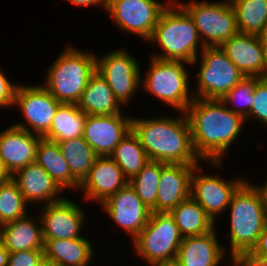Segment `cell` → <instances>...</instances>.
I'll use <instances>...</instances> for the list:
<instances>
[{
	"mask_svg": "<svg viewBox=\"0 0 267 266\" xmlns=\"http://www.w3.org/2000/svg\"><path fill=\"white\" fill-rule=\"evenodd\" d=\"M188 63L183 61L161 60L150 58L148 71L141 79V90H145L162 104L172 107L176 111L185 112L194 100L190 88ZM190 89V90H189Z\"/></svg>",
	"mask_w": 267,
	"mask_h": 266,
	"instance_id": "obj_6",
	"label": "cell"
},
{
	"mask_svg": "<svg viewBox=\"0 0 267 266\" xmlns=\"http://www.w3.org/2000/svg\"><path fill=\"white\" fill-rule=\"evenodd\" d=\"M247 180L233 194L230 209L229 258L247 256L256 246L267 223V190ZM229 250V252H228Z\"/></svg>",
	"mask_w": 267,
	"mask_h": 266,
	"instance_id": "obj_3",
	"label": "cell"
},
{
	"mask_svg": "<svg viewBox=\"0 0 267 266\" xmlns=\"http://www.w3.org/2000/svg\"><path fill=\"white\" fill-rule=\"evenodd\" d=\"M127 49L96 55V71L106 80L115 98L125 107L140 92L142 74L138 60ZM99 56V57H98Z\"/></svg>",
	"mask_w": 267,
	"mask_h": 266,
	"instance_id": "obj_10",
	"label": "cell"
},
{
	"mask_svg": "<svg viewBox=\"0 0 267 266\" xmlns=\"http://www.w3.org/2000/svg\"><path fill=\"white\" fill-rule=\"evenodd\" d=\"M233 258L237 266H267V263L256 262L251 260L248 256H236Z\"/></svg>",
	"mask_w": 267,
	"mask_h": 266,
	"instance_id": "obj_40",
	"label": "cell"
},
{
	"mask_svg": "<svg viewBox=\"0 0 267 266\" xmlns=\"http://www.w3.org/2000/svg\"><path fill=\"white\" fill-rule=\"evenodd\" d=\"M148 42L160 48V53L154 52L150 57L183 61L190 66L205 48L193 19L175 0L162 12Z\"/></svg>",
	"mask_w": 267,
	"mask_h": 266,
	"instance_id": "obj_4",
	"label": "cell"
},
{
	"mask_svg": "<svg viewBox=\"0 0 267 266\" xmlns=\"http://www.w3.org/2000/svg\"><path fill=\"white\" fill-rule=\"evenodd\" d=\"M255 86L256 77H244L220 100L232 112L241 115L245 119L249 115L252 107Z\"/></svg>",
	"mask_w": 267,
	"mask_h": 266,
	"instance_id": "obj_34",
	"label": "cell"
},
{
	"mask_svg": "<svg viewBox=\"0 0 267 266\" xmlns=\"http://www.w3.org/2000/svg\"><path fill=\"white\" fill-rule=\"evenodd\" d=\"M220 47L245 77H267V61L257 35L238 32Z\"/></svg>",
	"mask_w": 267,
	"mask_h": 266,
	"instance_id": "obj_18",
	"label": "cell"
},
{
	"mask_svg": "<svg viewBox=\"0 0 267 266\" xmlns=\"http://www.w3.org/2000/svg\"><path fill=\"white\" fill-rule=\"evenodd\" d=\"M151 266H181L176 259L166 260L152 264Z\"/></svg>",
	"mask_w": 267,
	"mask_h": 266,
	"instance_id": "obj_44",
	"label": "cell"
},
{
	"mask_svg": "<svg viewBox=\"0 0 267 266\" xmlns=\"http://www.w3.org/2000/svg\"><path fill=\"white\" fill-rule=\"evenodd\" d=\"M71 4H73V6H78V7H91V6H99L102 7L104 10H106V1L107 0H65Z\"/></svg>",
	"mask_w": 267,
	"mask_h": 266,
	"instance_id": "obj_39",
	"label": "cell"
},
{
	"mask_svg": "<svg viewBox=\"0 0 267 266\" xmlns=\"http://www.w3.org/2000/svg\"><path fill=\"white\" fill-rule=\"evenodd\" d=\"M182 238L170 213L152 212L149 222L132 241L134 255L150 266L176 259Z\"/></svg>",
	"mask_w": 267,
	"mask_h": 266,
	"instance_id": "obj_9",
	"label": "cell"
},
{
	"mask_svg": "<svg viewBox=\"0 0 267 266\" xmlns=\"http://www.w3.org/2000/svg\"><path fill=\"white\" fill-rule=\"evenodd\" d=\"M35 162L39 164L64 191L79 189L80 183L72 176L57 142L41 138L37 146Z\"/></svg>",
	"mask_w": 267,
	"mask_h": 266,
	"instance_id": "obj_26",
	"label": "cell"
},
{
	"mask_svg": "<svg viewBox=\"0 0 267 266\" xmlns=\"http://www.w3.org/2000/svg\"><path fill=\"white\" fill-rule=\"evenodd\" d=\"M199 64L194 98L221 99L245 77L220 46L205 47L191 66Z\"/></svg>",
	"mask_w": 267,
	"mask_h": 266,
	"instance_id": "obj_7",
	"label": "cell"
},
{
	"mask_svg": "<svg viewBox=\"0 0 267 266\" xmlns=\"http://www.w3.org/2000/svg\"><path fill=\"white\" fill-rule=\"evenodd\" d=\"M264 186L266 187V190H267V179L264 182Z\"/></svg>",
	"mask_w": 267,
	"mask_h": 266,
	"instance_id": "obj_47",
	"label": "cell"
},
{
	"mask_svg": "<svg viewBox=\"0 0 267 266\" xmlns=\"http://www.w3.org/2000/svg\"><path fill=\"white\" fill-rule=\"evenodd\" d=\"M86 115H115L123 111L106 80L96 71L88 80L77 104Z\"/></svg>",
	"mask_w": 267,
	"mask_h": 266,
	"instance_id": "obj_25",
	"label": "cell"
},
{
	"mask_svg": "<svg viewBox=\"0 0 267 266\" xmlns=\"http://www.w3.org/2000/svg\"><path fill=\"white\" fill-rule=\"evenodd\" d=\"M110 157L131 180L149 162L147 154L132 129L121 139Z\"/></svg>",
	"mask_w": 267,
	"mask_h": 266,
	"instance_id": "obj_29",
	"label": "cell"
},
{
	"mask_svg": "<svg viewBox=\"0 0 267 266\" xmlns=\"http://www.w3.org/2000/svg\"><path fill=\"white\" fill-rule=\"evenodd\" d=\"M38 266H59V265L43 258V260L39 263Z\"/></svg>",
	"mask_w": 267,
	"mask_h": 266,
	"instance_id": "obj_45",
	"label": "cell"
},
{
	"mask_svg": "<svg viewBox=\"0 0 267 266\" xmlns=\"http://www.w3.org/2000/svg\"><path fill=\"white\" fill-rule=\"evenodd\" d=\"M86 116L76 104L61 103L43 138L61 142L83 136Z\"/></svg>",
	"mask_w": 267,
	"mask_h": 266,
	"instance_id": "obj_27",
	"label": "cell"
},
{
	"mask_svg": "<svg viewBox=\"0 0 267 266\" xmlns=\"http://www.w3.org/2000/svg\"><path fill=\"white\" fill-rule=\"evenodd\" d=\"M42 211L40 220L44 240L75 239L83 237L86 213L82 207L65 197L44 206H38ZM82 232V233H81Z\"/></svg>",
	"mask_w": 267,
	"mask_h": 266,
	"instance_id": "obj_14",
	"label": "cell"
},
{
	"mask_svg": "<svg viewBox=\"0 0 267 266\" xmlns=\"http://www.w3.org/2000/svg\"><path fill=\"white\" fill-rule=\"evenodd\" d=\"M61 102L56 100L42 85H18L13 106L19 108L24 122L12 125L30 133L44 136Z\"/></svg>",
	"mask_w": 267,
	"mask_h": 266,
	"instance_id": "obj_12",
	"label": "cell"
},
{
	"mask_svg": "<svg viewBox=\"0 0 267 266\" xmlns=\"http://www.w3.org/2000/svg\"><path fill=\"white\" fill-rule=\"evenodd\" d=\"M240 33L258 35L267 28V0H230Z\"/></svg>",
	"mask_w": 267,
	"mask_h": 266,
	"instance_id": "obj_31",
	"label": "cell"
},
{
	"mask_svg": "<svg viewBox=\"0 0 267 266\" xmlns=\"http://www.w3.org/2000/svg\"><path fill=\"white\" fill-rule=\"evenodd\" d=\"M216 226L202 235L182 238L176 260L181 266H219L227 252L218 240Z\"/></svg>",
	"mask_w": 267,
	"mask_h": 266,
	"instance_id": "obj_22",
	"label": "cell"
},
{
	"mask_svg": "<svg viewBox=\"0 0 267 266\" xmlns=\"http://www.w3.org/2000/svg\"><path fill=\"white\" fill-rule=\"evenodd\" d=\"M173 0H107L106 11L120 31L149 40L162 12Z\"/></svg>",
	"mask_w": 267,
	"mask_h": 266,
	"instance_id": "obj_11",
	"label": "cell"
},
{
	"mask_svg": "<svg viewBox=\"0 0 267 266\" xmlns=\"http://www.w3.org/2000/svg\"><path fill=\"white\" fill-rule=\"evenodd\" d=\"M229 260H230V266H231V265H232V266H237L236 261H235L234 258H230Z\"/></svg>",
	"mask_w": 267,
	"mask_h": 266,
	"instance_id": "obj_46",
	"label": "cell"
},
{
	"mask_svg": "<svg viewBox=\"0 0 267 266\" xmlns=\"http://www.w3.org/2000/svg\"><path fill=\"white\" fill-rule=\"evenodd\" d=\"M169 213L174 218L182 237L202 235L217 226L191 196Z\"/></svg>",
	"mask_w": 267,
	"mask_h": 266,
	"instance_id": "obj_28",
	"label": "cell"
},
{
	"mask_svg": "<svg viewBox=\"0 0 267 266\" xmlns=\"http://www.w3.org/2000/svg\"><path fill=\"white\" fill-rule=\"evenodd\" d=\"M161 174V162L149 161L142 170L129 180L141 201L156 212V199Z\"/></svg>",
	"mask_w": 267,
	"mask_h": 266,
	"instance_id": "obj_32",
	"label": "cell"
},
{
	"mask_svg": "<svg viewBox=\"0 0 267 266\" xmlns=\"http://www.w3.org/2000/svg\"><path fill=\"white\" fill-rule=\"evenodd\" d=\"M42 136L14 125L0 131V157L11 175L34 163L37 146Z\"/></svg>",
	"mask_w": 267,
	"mask_h": 266,
	"instance_id": "obj_19",
	"label": "cell"
},
{
	"mask_svg": "<svg viewBox=\"0 0 267 266\" xmlns=\"http://www.w3.org/2000/svg\"><path fill=\"white\" fill-rule=\"evenodd\" d=\"M11 178H12V175L6 169L2 159L0 157V184L7 182Z\"/></svg>",
	"mask_w": 267,
	"mask_h": 266,
	"instance_id": "obj_41",
	"label": "cell"
},
{
	"mask_svg": "<svg viewBox=\"0 0 267 266\" xmlns=\"http://www.w3.org/2000/svg\"><path fill=\"white\" fill-rule=\"evenodd\" d=\"M9 252L0 243V266H8Z\"/></svg>",
	"mask_w": 267,
	"mask_h": 266,
	"instance_id": "obj_43",
	"label": "cell"
},
{
	"mask_svg": "<svg viewBox=\"0 0 267 266\" xmlns=\"http://www.w3.org/2000/svg\"><path fill=\"white\" fill-rule=\"evenodd\" d=\"M196 166L161 163L156 212L169 213L190 197L191 175Z\"/></svg>",
	"mask_w": 267,
	"mask_h": 266,
	"instance_id": "obj_20",
	"label": "cell"
},
{
	"mask_svg": "<svg viewBox=\"0 0 267 266\" xmlns=\"http://www.w3.org/2000/svg\"><path fill=\"white\" fill-rule=\"evenodd\" d=\"M175 1L193 19L199 38L205 47L221 46L239 32L236 14L230 0Z\"/></svg>",
	"mask_w": 267,
	"mask_h": 266,
	"instance_id": "obj_8",
	"label": "cell"
},
{
	"mask_svg": "<svg viewBox=\"0 0 267 266\" xmlns=\"http://www.w3.org/2000/svg\"><path fill=\"white\" fill-rule=\"evenodd\" d=\"M100 206L133 241L149 222L152 211L141 201L128 183Z\"/></svg>",
	"mask_w": 267,
	"mask_h": 266,
	"instance_id": "obj_15",
	"label": "cell"
},
{
	"mask_svg": "<svg viewBox=\"0 0 267 266\" xmlns=\"http://www.w3.org/2000/svg\"><path fill=\"white\" fill-rule=\"evenodd\" d=\"M200 164L191 175L190 196L198 202L206 214L216 223L221 213L228 209L233 194L247 180L243 177H234L231 180L221 178L220 174H206ZM202 172V173H201ZM225 179V180H224Z\"/></svg>",
	"mask_w": 267,
	"mask_h": 266,
	"instance_id": "obj_13",
	"label": "cell"
},
{
	"mask_svg": "<svg viewBox=\"0 0 267 266\" xmlns=\"http://www.w3.org/2000/svg\"><path fill=\"white\" fill-rule=\"evenodd\" d=\"M12 179L17 183L27 204L38 203L44 206L64 198L60 196L63 190L36 162L17 170Z\"/></svg>",
	"mask_w": 267,
	"mask_h": 266,
	"instance_id": "obj_21",
	"label": "cell"
},
{
	"mask_svg": "<svg viewBox=\"0 0 267 266\" xmlns=\"http://www.w3.org/2000/svg\"><path fill=\"white\" fill-rule=\"evenodd\" d=\"M94 246L84 236L75 239L44 240V259L59 266H89L94 260ZM93 259V260H92Z\"/></svg>",
	"mask_w": 267,
	"mask_h": 266,
	"instance_id": "obj_24",
	"label": "cell"
},
{
	"mask_svg": "<svg viewBox=\"0 0 267 266\" xmlns=\"http://www.w3.org/2000/svg\"><path fill=\"white\" fill-rule=\"evenodd\" d=\"M258 38L261 42L263 51H264V55L267 61V28H265L262 32H260L258 35Z\"/></svg>",
	"mask_w": 267,
	"mask_h": 266,
	"instance_id": "obj_42",
	"label": "cell"
},
{
	"mask_svg": "<svg viewBox=\"0 0 267 266\" xmlns=\"http://www.w3.org/2000/svg\"><path fill=\"white\" fill-rule=\"evenodd\" d=\"M38 219V220H37ZM26 215L0 226V243L9 252L44 250L40 217ZM38 222V223H37Z\"/></svg>",
	"mask_w": 267,
	"mask_h": 266,
	"instance_id": "obj_23",
	"label": "cell"
},
{
	"mask_svg": "<svg viewBox=\"0 0 267 266\" xmlns=\"http://www.w3.org/2000/svg\"><path fill=\"white\" fill-rule=\"evenodd\" d=\"M27 205L12 178L0 184V226L26 216Z\"/></svg>",
	"mask_w": 267,
	"mask_h": 266,
	"instance_id": "obj_33",
	"label": "cell"
},
{
	"mask_svg": "<svg viewBox=\"0 0 267 266\" xmlns=\"http://www.w3.org/2000/svg\"><path fill=\"white\" fill-rule=\"evenodd\" d=\"M192 145L202 162H223L237 140L245 119L227 108L220 99L194 98L185 111Z\"/></svg>",
	"mask_w": 267,
	"mask_h": 266,
	"instance_id": "obj_1",
	"label": "cell"
},
{
	"mask_svg": "<svg viewBox=\"0 0 267 266\" xmlns=\"http://www.w3.org/2000/svg\"><path fill=\"white\" fill-rule=\"evenodd\" d=\"M123 113L86 116L83 138L97 156H110L121 139L131 130L132 117Z\"/></svg>",
	"mask_w": 267,
	"mask_h": 266,
	"instance_id": "obj_16",
	"label": "cell"
},
{
	"mask_svg": "<svg viewBox=\"0 0 267 266\" xmlns=\"http://www.w3.org/2000/svg\"><path fill=\"white\" fill-rule=\"evenodd\" d=\"M61 52L48 67L42 86L59 102L77 104L96 72V54L89 49H76L72 44Z\"/></svg>",
	"mask_w": 267,
	"mask_h": 266,
	"instance_id": "obj_5",
	"label": "cell"
},
{
	"mask_svg": "<svg viewBox=\"0 0 267 266\" xmlns=\"http://www.w3.org/2000/svg\"><path fill=\"white\" fill-rule=\"evenodd\" d=\"M0 67V107L2 108H12L15 99L16 89L18 87V82L12 83L6 73Z\"/></svg>",
	"mask_w": 267,
	"mask_h": 266,
	"instance_id": "obj_37",
	"label": "cell"
},
{
	"mask_svg": "<svg viewBox=\"0 0 267 266\" xmlns=\"http://www.w3.org/2000/svg\"><path fill=\"white\" fill-rule=\"evenodd\" d=\"M128 183L123 170L110 156H97L78 190L83 192L84 200L101 205Z\"/></svg>",
	"mask_w": 267,
	"mask_h": 266,
	"instance_id": "obj_17",
	"label": "cell"
},
{
	"mask_svg": "<svg viewBox=\"0 0 267 266\" xmlns=\"http://www.w3.org/2000/svg\"><path fill=\"white\" fill-rule=\"evenodd\" d=\"M253 103L249 115L245 121L251 119L260 122L261 125L267 126V77H256V86L253 92ZM253 117V118H252ZM251 118V119H250ZM249 120V121H248Z\"/></svg>",
	"mask_w": 267,
	"mask_h": 266,
	"instance_id": "obj_35",
	"label": "cell"
},
{
	"mask_svg": "<svg viewBox=\"0 0 267 266\" xmlns=\"http://www.w3.org/2000/svg\"><path fill=\"white\" fill-rule=\"evenodd\" d=\"M43 258V250L17 251L9 253L8 266H38Z\"/></svg>",
	"mask_w": 267,
	"mask_h": 266,
	"instance_id": "obj_36",
	"label": "cell"
},
{
	"mask_svg": "<svg viewBox=\"0 0 267 266\" xmlns=\"http://www.w3.org/2000/svg\"><path fill=\"white\" fill-rule=\"evenodd\" d=\"M57 143L69 165L72 176L81 184L97 158L96 153L83 136Z\"/></svg>",
	"mask_w": 267,
	"mask_h": 266,
	"instance_id": "obj_30",
	"label": "cell"
},
{
	"mask_svg": "<svg viewBox=\"0 0 267 266\" xmlns=\"http://www.w3.org/2000/svg\"><path fill=\"white\" fill-rule=\"evenodd\" d=\"M177 113L180 117L161 115L146 119L132 116L131 129L138 137L149 161L186 165L207 163L214 169L222 168V162H202L199 159L192 145L187 115L181 111Z\"/></svg>",
	"mask_w": 267,
	"mask_h": 266,
	"instance_id": "obj_2",
	"label": "cell"
},
{
	"mask_svg": "<svg viewBox=\"0 0 267 266\" xmlns=\"http://www.w3.org/2000/svg\"><path fill=\"white\" fill-rule=\"evenodd\" d=\"M247 256L256 262L267 263V223L259 236L256 246Z\"/></svg>",
	"mask_w": 267,
	"mask_h": 266,
	"instance_id": "obj_38",
	"label": "cell"
}]
</instances>
